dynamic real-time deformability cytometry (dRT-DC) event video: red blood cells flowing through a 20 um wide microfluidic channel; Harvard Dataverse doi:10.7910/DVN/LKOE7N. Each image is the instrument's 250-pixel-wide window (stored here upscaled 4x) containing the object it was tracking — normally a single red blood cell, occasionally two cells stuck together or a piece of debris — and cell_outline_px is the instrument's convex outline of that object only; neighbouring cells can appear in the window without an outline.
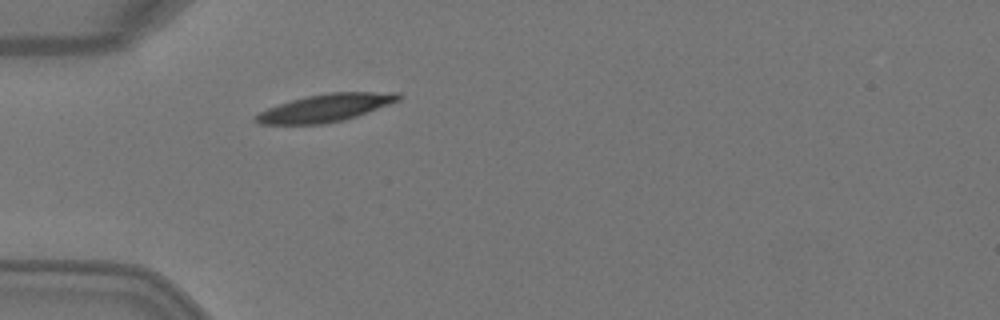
{"species": "Egyptian fruit bat (a non-hibernating species)", "species_latin": "Rousettus aegyptiacus", "temperature_condition": "warm", "stored_images_in_passage": 1, "camera_frame_rate_fps": 3000, "um_per_image_px": 0.085, "animal": {"sex": "female"}, "frame": {"image": 1, "passage_image": 1, "time_ms": 0.0, "image_size_px": [1000, 320], "cell_outline_px": [[404, 96], [400, 100], [356, 116], [344, 120], [324, 124], [260, 124], [252, 120], [252, 116], [268, 108], [292, 100], [308, 96], [328, 92], [400, 92]], "centroid_in_image_um": [27.68, 9.16], "position_along_channel_um": 57.3, "area_um2": 22.95}}